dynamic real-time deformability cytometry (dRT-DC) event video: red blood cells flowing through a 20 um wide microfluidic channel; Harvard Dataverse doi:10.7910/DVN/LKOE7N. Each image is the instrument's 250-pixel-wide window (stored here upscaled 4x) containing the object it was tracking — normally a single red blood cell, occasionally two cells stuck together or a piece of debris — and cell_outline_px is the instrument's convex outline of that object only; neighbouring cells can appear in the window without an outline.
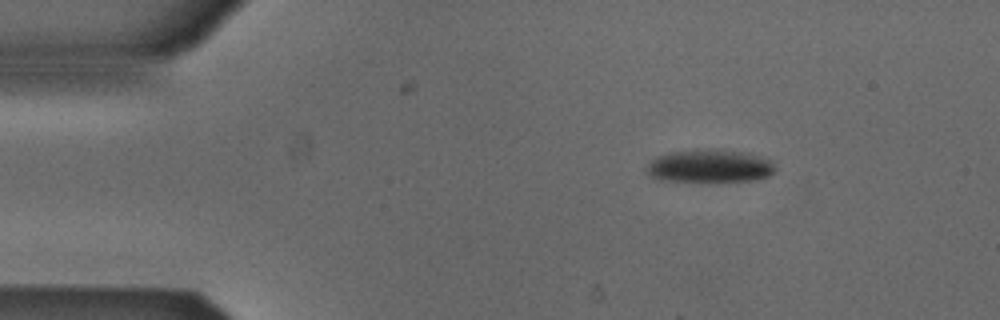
{"species": "Egyptian fruit bat (a non-hibernating species)", "species_latin": "Rousettus aegyptiacus", "temperature_condition": "cold", "stored_images_in_passage": 3, "camera_frame_rate_fps": 3000, "um_per_image_px": 0.085, "animal": {"sex": "male"}, "frame": {"image": 1, "passage_image": 1, "time_ms": 0.0, "image_size_px": [1000, 320], "cell_outline_px": [[776, 168], [768, 176], [756, 180], [660, 180], [652, 176], [644, 168], [656, 156], [672, 152], [708, 148], [720, 148], [748, 152], [772, 160]], "centroid_in_image_um": [60.36, 14.07], "position_along_channel_um": 24.6, "area_um2": 24.62}}